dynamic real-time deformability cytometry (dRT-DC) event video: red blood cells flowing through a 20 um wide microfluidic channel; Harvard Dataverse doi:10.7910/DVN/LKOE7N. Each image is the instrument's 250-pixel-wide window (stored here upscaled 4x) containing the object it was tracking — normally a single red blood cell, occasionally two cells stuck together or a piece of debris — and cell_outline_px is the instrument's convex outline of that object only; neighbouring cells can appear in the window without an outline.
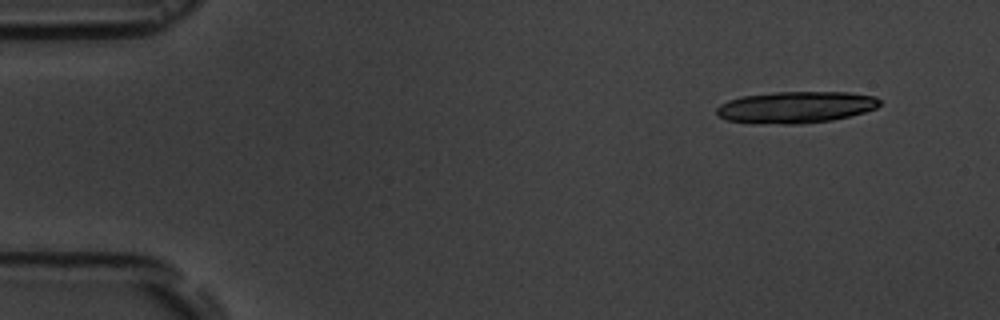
{"species": "common noctule bat (a hibernating species)", "species_latin": "Nyctalus noctula", "temperature_condition": "room temperature", "stored_images_in_passage": 4, "camera_frame_rate_fps": 3000, "um_per_image_px": 0.085, "animal": {"sex": "male", "body_mass_g": 19.5, "forearm_length_mm": 54.6}, "frame": {"image": 1, "passage_image": 1, "time_ms": 0.0, "image_size_px": [1000, 320], "cell_outline_px": [[880, 104], [876, 108], [864, 112], [832, 120], [800, 124], [756, 124], [728, 120], [720, 116], [716, 112], [716, 108], [720, 104], [728, 100], [740, 96], [776, 92], [848, 92], [876, 96], [880, 100]], "centroid_in_image_um": [67.63, 9.11], "position_along_channel_um": 17.4, "area_um2": 30.23}}